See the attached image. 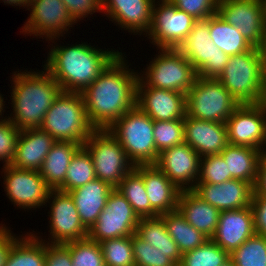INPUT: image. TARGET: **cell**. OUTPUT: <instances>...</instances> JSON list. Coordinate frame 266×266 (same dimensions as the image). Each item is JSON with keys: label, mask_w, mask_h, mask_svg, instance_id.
Here are the masks:
<instances>
[{"label": "cell", "mask_w": 266, "mask_h": 266, "mask_svg": "<svg viewBox=\"0 0 266 266\" xmlns=\"http://www.w3.org/2000/svg\"><path fill=\"white\" fill-rule=\"evenodd\" d=\"M123 59L122 53H119L81 93L88 120L95 129H108L136 106L140 76L130 73Z\"/></svg>", "instance_id": "1"}, {"label": "cell", "mask_w": 266, "mask_h": 266, "mask_svg": "<svg viewBox=\"0 0 266 266\" xmlns=\"http://www.w3.org/2000/svg\"><path fill=\"white\" fill-rule=\"evenodd\" d=\"M86 44L51 49L45 70L62 91L82 93L119 54L101 51Z\"/></svg>", "instance_id": "2"}, {"label": "cell", "mask_w": 266, "mask_h": 266, "mask_svg": "<svg viewBox=\"0 0 266 266\" xmlns=\"http://www.w3.org/2000/svg\"><path fill=\"white\" fill-rule=\"evenodd\" d=\"M12 103L15 115L8 118L19 131L40 128L47 110L62 92L60 85L46 70L14 74Z\"/></svg>", "instance_id": "3"}, {"label": "cell", "mask_w": 266, "mask_h": 266, "mask_svg": "<svg viewBox=\"0 0 266 266\" xmlns=\"http://www.w3.org/2000/svg\"><path fill=\"white\" fill-rule=\"evenodd\" d=\"M56 141L83 146L95 128L90 124L81 93L62 91L47 110L42 125Z\"/></svg>", "instance_id": "4"}, {"label": "cell", "mask_w": 266, "mask_h": 266, "mask_svg": "<svg viewBox=\"0 0 266 266\" xmlns=\"http://www.w3.org/2000/svg\"><path fill=\"white\" fill-rule=\"evenodd\" d=\"M217 79L239 104L264 101L266 76L256 47L230 56Z\"/></svg>", "instance_id": "5"}, {"label": "cell", "mask_w": 266, "mask_h": 266, "mask_svg": "<svg viewBox=\"0 0 266 266\" xmlns=\"http://www.w3.org/2000/svg\"><path fill=\"white\" fill-rule=\"evenodd\" d=\"M107 130L118 140L132 164L136 166L156 163L159 152L154 141V121L137 105Z\"/></svg>", "instance_id": "6"}, {"label": "cell", "mask_w": 266, "mask_h": 266, "mask_svg": "<svg viewBox=\"0 0 266 266\" xmlns=\"http://www.w3.org/2000/svg\"><path fill=\"white\" fill-rule=\"evenodd\" d=\"M239 103L215 78L197 76L186 94V116L225 123Z\"/></svg>", "instance_id": "7"}, {"label": "cell", "mask_w": 266, "mask_h": 266, "mask_svg": "<svg viewBox=\"0 0 266 266\" xmlns=\"http://www.w3.org/2000/svg\"><path fill=\"white\" fill-rule=\"evenodd\" d=\"M83 146L92 157L96 178L113 188L135 168L118 140L107 129H95Z\"/></svg>", "instance_id": "8"}, {"label": "cell", "mask_w": 266, "mask_h": 266, "mask_svg": "<svg viewBox=\"0 0 266 266\" xmlns=\"http://www.w3.org/2000/svg\"><path fill=\"white\" fill-rule=\"evenodd\" d=\"M161 51V55H158L147 68L146 82L139 77L137 86H150L187 94L196 81V70L177 48H161Z\"/></svg>", "instance_id": "9"}, {"label": "cell", "mask_w": 266, "mask_h": 266, "mask_svg": "<svg viewBox=\"0 0 266 266\" xmlns=\"http://www.w3.org/2000/svg\"><path fill=\"white\" fill-rule=\"evenodd\" d=\"M177 49L192 64L197 76L203 78L217 79L230 57L212 42L209 18L197 20Z\"/></svg>", "instance_id": "10"}, {"label": "cell", "mask_w": 266, "mask_h": 266, "mask_svg": "<svg viewBox=\"0 0 266 266\" xmlns=\"http://www.w3.org/2000/svg\"><path fill=\"white\" fill-rule=\"evenodd\" d=\"M139 221L140 217L127 199L114 188L98 220L88 231V237L99 243L106 239L132 236Z\"/></svg>", "instance_id": "11"}, {"label": "cell", "mask_w": 266, "mask_h": 266, "mask_svg": "<svg viewBox=\"0 0 266 266\" xmlns=\"http://www.w3.org/2000/svg\"><path fill=\"white\" fill-rule=\"evenodd\" d=\"M225 123L230 145L262 150L266 143V105L263 102L239 104Z\"/></svg>", "instance_id": "12"}, {"label": "cell", "mask_w": 266, "mask_h": 266, "mask_svg": "<svg viewBox=\"0 0 266 266\" xmlns=\"http://www.w3.org/2000/svg\"><path fill=\"white\" fill-rule=\"evenodd\" d=\"M217 13L254 47L266 32V0H218Z\"/></svg>", "instance_id": "13"}, {"label": "cell", "mask_w": 266, "mask_h": 266, "mask_svg": "<svg viewBox=\"0 0 266 266\" xmlns=\"http://www.w3.org/2000/svg\"><path fill=\"white\" fill-rule=\"evenodd\" d=\"M159 5L157 8L153 5L149 38L160 49L178 48L197 20L177 9L170 0H162Z\"/></svg>", "instance_id": "14"}, {"label": "cell", "mask_w": 266, "mask_h": 266, "mask_svg": "<svg viewBox=\"0 0 266 266\" xmlns=\"http://www.w3.org/2000/svg\"><path fill=\"white\" fill-rule=\"evenodd\" d=\"M4 171L5 188L9 199L24 209L39 207L54 195V190L46 184L39 171L21 169L12 165H5Z\"/></svg>", "instance_id": "15"}, {"label": "cell", "mask_w": 266, "mask_h": 266, "mask_svg": "<svg viewBox=\"0 0 266 266\" xmlns=\"http://www.w3.org/2000/svg\"><path fill=\"white\" fill-rule=\"evenodd\" d=\"M200 158L199 154L184 142L161 151L154 165L180 191L193 190V186H190L189 182L192 180L193 183L194 179L198 180L196 176H199ZM184 185H188V187Z\"/></svg>", "instance_id": "16"}, {"label": "cell", "mask_w": 266, "mask_h": 266, "mask_svg": "<svg viewBox=\"0 0 266 266\" xmlns=\"http://www.w3.org/2000/svg\"><path fill=\"white\" fill-rule=\"evenodd\" d=\"M136 105L153 121L181 120L186 116V94L172 90L137 86Z\"/></svg>", "instance_id": "17"}, {"label": "cell", "mask_w": 266, "mask_h": 266, "mask_svg": "<svg viewBox=\"0 0 266 266\" xmlns=\"http://www.w3.org/2000/svg\"><path fill=\"white\" fill-rule=\"evenodd\" d=\"M195 183L193 191L220 212L251 205L254 186L247 181L231 179L221 184Z\"/></svg>", "instance_id": "18"}, {"label": "cell", "mask_w": 266, "mask_h": 266, "mask_svg": "<svg viewBox=\"0 0 266 266\" xmlns=\"http://www.w3.org/2000/svg\"><path fill=\"white\" fill-rule=\"evenodd\" d=\"M54 194L50 212L52 243L64 244L88 237L71 195L59 190H54Z\"/></svg>", "instance_id": "19"}, {"label": "cell", "mask_w": 266, "mask_h": 266, "mask_svg": "<svg viewBox=\"0 0 266 266\" xmlns=\"http://www.w3.org/2000/svg\"><path fill=\"white\" fill-rule=\"evenodd\" d=\"M31 5L32 12L23 32L35 36L46 34L52 40L74 22L62 0H31Z\"/></svg>", "instance_id": "20"}, {"label": "cell", "mask_w": 266, "mask_h": 266, "mask_svg": "<svg viewBox=\"0 0 266 266\" xmlns=\"http://www.w3.org/2000/svg\"><path fill=\"white\" fill-rule=\"evenodd\" d=\"M254 234V215L250 206L237 210L221 211L219 222L211 240L231 254Z\"/></svg>", "instance_id": "21"}, {"label": "cell", "mask_w": 266, "mask_h": 266, "mask_svg": "<svg viewBox=\"0 0 266 266\" xmlns=\"http://www.w3.org/2000/svg\"><path fill=\"white\" fill-rule=\"evenodd\" d=\"M184 138L200 157L220 154L229 145L226 123L190 116L184 118Z\"/></svg>", "instance_id": "22"}, {"label": "cell", "mask_w": 266, "mask_h": 266, "mask_svg": "<svg viewBox=\"0 0 266 266\" xmlns=\"http://www.w3.org/2000/svg\"><path fill=\"white\" fill-rule=\"evenodd\" d=\"M56 140L41 128L20 131L15 157L11 163L17 168L39 171Z\"/></svg>", "instance_id": "23"}, {"label": "cell", "mask_w": 266, "mask_h": 266, "mask_svg": "<svg viewBox=\"0 0 266 266\" xmlns=\"http://www.w3.org/2000/svg\"><path fill=\"white\" fill-rule=\"evenodd\" d=\"M143 176L151 208L160 216L177 210L180 190L155 165H136Z\"/></svg>", "instance_id": "24"}, {"label": "cell", "mask_w": 266, "mask_h": 266, "mask_svg": "<svg viewBox=\"0 0 266 266\" xmlns=\"http://www.w3.org/2000/svg\"><path fill=\"white\" fill-rule=\"evenodd\" d=\"M155 0H102V10L132 32H148ZM124 26V27H123Z\"/></svg>", "instance_id": "25"}, {"label": "cell", "mask_w": 266, "mask_h": 266, "mask_svg": "<svg viewBox=\"0 0 266 266\" xmlns=\"http://www.w3.org/2000/svg\"><path fill=\"white\" fill-rule=\"evenodd\" d=\"M114 188L98 178L68 193L74 200L81 223L89 231L98 220Z\"/></svg>", "instance_id": "26"}, {"label": "cell", "mask_w": 266, "mask_h": 266, "mask_svg": "<svg viewBox=\"0 0 266 266\" xmlns=\"http://www.w3.org/2000/svg\"><path fill=\"white\" fill-rule=\"evenodd\" d=\"M177 210L196 230L211 239L219 222L220 211L200 198L193 190L181 191Z\"/></svg>", "instance_id": "27"}, {"label": "cell", "mask_w": 266, "mask_h": 266, "mask_svg": "<svg viewBox=\"0 0 266 266\" xmlns=\"http://www.w3.org/2000/svg\"><path fill=\"white\" fill-rule=\"evenodd\" d=\"M264 152L266 151L229 144L220 153L228 167V180L247 181L254 186L259 159Z\"/></svg>", "instance_id": "28"}, {"label": "cell", "mask_w": 266, "mask_h": 266, "mask_svg": "<svg viewBox=\"0 0 266 266\" xmlns=\"http://www.w3.org/2000/svg\"><path fill=\"white\" fill-rule=\"evenodd\" d=\"M80 147V144L71 141H56L51 147L39 172L52 190H57L64 183L70 161Z\"/></svg>", "instance_id": "29"}, {"label": "cell", "mask_w": 266, "mask_h": 266, "mask_svg": "<svg viewBox=\"0 0 266 266\" xmlns=\"http://www.w3.org/2000/svg\"><path fill=\"white\" fill-rule=\"evenodd\" d=\"M136 234L152 247L162 252H171V260L179 266L182 253L176 242L169 235L161 216L140 218Z\"/></svg>", "instance_id": "30"}, {"label": "cell", "mask_w": 266, "mask_h": 266, "mask_svg": "<svg viewBox=\"0 0 266 266\" xmlns=\"http://www.w3.org/2000/svg\"><path fill=\"white\" fill-rule=\"evenodd\" d=\"M209 32L212 42L229 56L242 54L254 48L239 29L223 20L218 13L209 17Z\"/></svg>", "instance_id": "31"}, {"label": "cell", "mask_w": 266, "mask_h": 266, "mask_svg": "<svg viewBox=\"0 0 266 266\" xmlns=\"http://www.w3.org/2000/svg\"><path fill=\"white\" fill-rule=\"evenodd\" d=\"M160 216L165 222L169 235L176 242L182 254L203 245L209 240L203 233L190 225L178 210Z\"/></svg>", "instance_id": "32"}, {"label": "cell", "mask_w": 266, "mask_h": 266, "mask_svg": "<svg viewBox=\"0 0 266 266\" xmlns=\"http://www.w3.org/2000/svg\"><path fill=\"white\" fill-rule=\"evenodd\" d=\"M116 189L127 199L140 218L159 216L151 208L143 176L135 168L124 176Z\"/></svg>", "instance_id": "33"}, {"label": "cell", "mask_w": 266, "mask_h": 266, "mask_svg": "<svg viewBox=\"0 0 266 266\" xmlns=\"http://www.w3.org/2000/svg\"><path fill=\"white\" fill-rule=\"evenodd\" d=\"M31 237V238H30ZM30 235L16 240L4 266H45V243Z\"/></svg>", "instance_id": "34"}, {"label": "cell", "mask_w": 266, "mask_h": 266, "mask_svg": "<svg viewBox=\"0 0 266 266\" xmlns=\"http://www.w3.org/2000/svg\"><path fill=\"white\" fill-rule=\"evenodd\" d=\"M95 178L92 157L87 149L81 146L70 161L64 183L57 190L68 193Z\"/></svg>", "instance_id": "35"}, {"label": "cell", "mask_w": 266, "mask_h": 266, "mask_svg": "<svg viewBox=\"0 0 266 266\" xmlns=\"http://www.w3.org/2000/svg\"><path fill=\"white\" fill-rule=\"evenodd\" d=\"M230 254L211 239L203 245L182 254L179 266H222Z\"/></svg>", "instance_id": "36"}, {"label": "cell", "mask_w": 266, "mask_h": 266, "mask_svg": "<svg viewBox=\"0 0 266 266\" xmlns=\"http://www.w3.org/2000/svg\"><path fill=\"white\" fill-rule=\"evenodd\" d=\"M235 266H266V237L254 234L230 254Z\"/></svg>", "instance_id": "37"}, {"label": "cell", "mask_w": 266, "mask_h": 266, "mask_svg": "<svg viewBox=\"0 0 266 266\" xmlns=\"http://www.w3.org/2000/svg\"><path fill=\"white\" fill-rule=\"evenodd\" d=\"M105 266H135L131 236L99 242Z\"/></svg>", "instance_id": "38"}, {"label": "cell", "mask_w": 266, "mask_h": 266, "mask_svg": "<svg viewBox=\"0 0 266 266\" xmlns=\"http://www.w3.org/2000/svg\"><path fill=\"white\" fill-rule=\"evenodd\" d=\"M135 266H177L171 260V252H162L141 239L131 236Z\"/></svg>", "instance_id": "39"}, {"label": "cell", "mask_w": 266, "mask_h": 266, "mask_svg": "<svg viewBox=\"0 0 266 266\" xmlns=\"http://www.w3.org/2000/svg\"><path fill=\"white\" fill-rule=\"evenodd\" d=\"M73 266H105L100 244L89 237L70 241Z\"/></svg>", "instance_id": "40"}, {"label": "cell", "mask_w": 266, "mask_h": 266, "mask_svg": "<svg viewBox=\"0 0 266 266\" xmlns=\"http://www.w3.org/2000/svg\"><path fill=\"white\" fill-rule=\"evenodd\" d=\"M154 141L159 153L164 149L184 143V119L154 121Z\"/></svg>", "instance_id": "41"}, {"label": "cell", "mask_w": 266, "mask_h": 266, "mask_svg": "<svg viewBox=\"0 0 266 266\" xmlns=\"http://www.w3.org/2000/svg\"><path fill=\"white\" fill-rule=\"evenodd\" d=\"M200 158L198 183L221 184L228 181V167L220 154ZM203 161V162H202Z\"/></svg>", "instance_id": "42"}, {"label": "cell", "mask_w": 266, "mask_h": 266, "mask_svg": "<svg viewBox=\"0 0 266 266\" xmlns=\"http://www.w3.org/2000/svg\"><path fill=\"white\" fill-rule=\"evenodd\" d=\"M20 131L6 118L0 121V160L5 161V165H11L16 150V143Z\"/></svg>", "instance_id": "43"}, {"label": "cell", "mask_w": 266, "mask_h": 266, "mask_svg": "<svg viewBox=\"0 0 266 266\" xmlns=\"http://www.w3.org/2000/svg\"><path fill=\"white\" fill-rule=\"evenodd\" d=\"M177 9L196 20H205L217 13L218 0H170Z\"/></svg>", "instance_id": "44"}, {"label": "cell", "mask_w": 266, "mask_h": 266, "mask_svg": "<svg viewBox=\"0 0 266 266\" xmlns=\"http://www.w3.org/2000/svg\"><path fill=\"white\" fill-rule=\"evenodd\" d=\"M45 266H73L69 242L45 244Z\"/></svg>", "instance_id": "45"}, {"label": "cell", "mask_w": 266, "mask_h": 266, "mask_svg": "<svg viewBox=\"0 0 266 266\" xmlns=\"http://www.w3.org/2000/svg\"><path fill=\"white\" fill-rule=\"evenodd\" d=\"M68 13L74 20L80 19L87 14H92L95 10H102V0H62Z\"/></svg>", "instance_id": "46"}, {"label": "cell", "mask_w": 266, "mask_h": 266, "mask_svg": "<svg viewBox=\"0 0 266 266\" xmlns=\"http://www.w3.org/2000/svg\"><path fill=\"white\" fill-rule=\"evenodd\" d=\"M250 206L254 215L255 233L266 237V197L253 196Z\"/></svg>", "instance_id": "47"}, {"label": "cell", "mask_w": 266, "mask_h": 266, "mask_svg": "<svg viewBox=\"0 0 266 266\" xmlns=\"http://www.w3.org/2000/svg\"><path fill=\"white\" fill-rule=\"evenodd\" d=\"M253 196L266 197V152H264L259 159Z\"/></svg>", "instance_id": "48"}, {"label": "cell", "mask_w": 266, "mask_h": 266, "mask_svg": "<svg viewBox=\"0 0 266 266\" xmlns=\"http://www.w3.org/2000/svg\"><path fill=\"white\" fill-rule=\"evenodd\" d=\"M17 239L11 235L10 230L0 227V266H4L12 244Z\"/></svg>", "instance_id": "49"}, {"label": "cell", "mask_w": 266, "mask_h": 266, "mask_svg": "<svg viewBox=\"0 0 266 266\" xmlns=\"http://www.w3.org/2000/svg\"><path fill=\"white\" fill-rule=\"evenodd\" d=\"M257 48L259 50L263 71H264V74L266 75V32Z\"/></svg>", "instance_id": "50"}, {"label": "cell", "mask_w": 266, "mask_h": 266, "mask_svg": "<svg viewBox=\"0 0 266 266\" xmlns=\"http://www.w3.org/2000/svg\"><path fill=\"white\" fill-rule=\"evenodd\" d=\"M5 3H8V4H15V5H23V6H28L31 2V0H5L4 1Z\"/></svg>", "instance_id": "51"}, {"label": "cell", "mask_w": 266, "mask_h": 266, "mask_svg": "<svg viewBox=\"0 0 266 266\" xmlns=\"http://www.w3.org/2000/svg\"><path fill=\"white\" fill-rule=\"evenodd\" d=\"M222 266H235V265H234L233 261L231 259H229Z\"/></svg>", "instance_id": "52"}, {"label": "cell", "mask_w": 266, "mask_h": 266, "mask_svg": "<svg viewBox=\"0 0 266 266\" xmlns=\"http://www.w3.org/2000/svg\"><path fill=\"white\" fill-rule=\"evenodd\" d=\"M3 99H2V96H0V115L2 114V110H3Z\"/></svg>", "instance_id": "53"}, {"label": "cell", "mask_w": 266, "mask_h": 266, "mask_svg": "<svg viewBox=\"0 0 266 266\" xmlns=\"http://www.w3.org/2000/svg\"><path fill=\"white\" fill-rule=\"evenodd\" d=\"M263 103L266 104V82H265V95H264V101H263Z\"/></svg>", "instance_id": "54"}]
</instances>
